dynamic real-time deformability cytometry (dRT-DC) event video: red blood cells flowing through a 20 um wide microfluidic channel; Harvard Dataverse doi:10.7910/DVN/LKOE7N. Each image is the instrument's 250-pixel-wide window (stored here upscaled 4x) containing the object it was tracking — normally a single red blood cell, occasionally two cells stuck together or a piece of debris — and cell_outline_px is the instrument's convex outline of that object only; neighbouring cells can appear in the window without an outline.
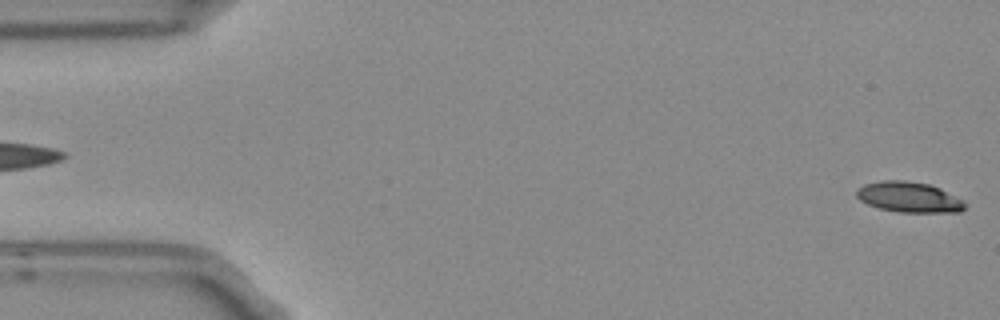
{"species": "Egyptian fruit bat (a non-hibernating species)", "species_latin": "Rousettus aegyptiacus", "temperature_condition": "room temperature", "stored_images_in_passage": 6, "segment_of_instrument_passage": [2, 2], "camera_frame_rate_fps": 3000, "um_per_image_px": 0.085, "frame": {"image": 1, "passage_image": 6, "time_ms": 1.667, "image_size_px": [1000, 320], "cell_outline_px": [[968, 204], [960, 212], [900, 212], [880, 208], [868, 204], [860, 200], [856, 196], [856, 188], [864, 184], [880, 180], [904, 180], [928, 184], [940, 188], [964, 200]], "centroid_in_image_um": [77.27, 16.75], "position_along_channel_um": 7.7, "area_um2": 19.36}}